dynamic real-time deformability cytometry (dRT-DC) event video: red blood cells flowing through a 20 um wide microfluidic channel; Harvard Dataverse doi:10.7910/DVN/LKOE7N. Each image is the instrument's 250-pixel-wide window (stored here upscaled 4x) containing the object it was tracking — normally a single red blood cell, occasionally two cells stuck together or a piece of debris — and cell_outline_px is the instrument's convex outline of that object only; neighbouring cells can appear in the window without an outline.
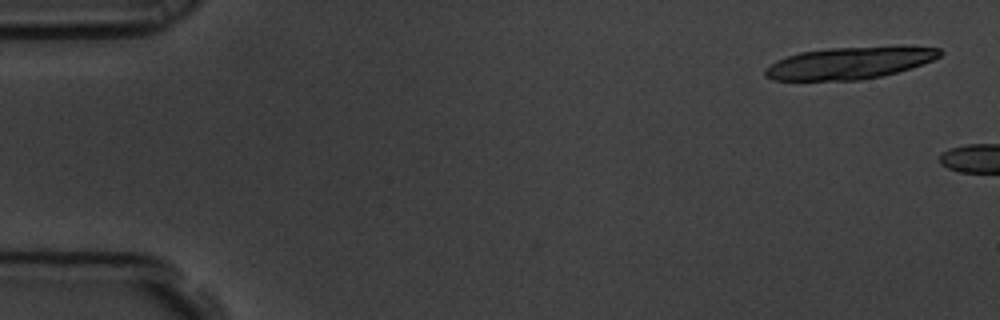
{"species": "common noctule bat (a hibernating species)", "species_latin": "Nyctalus noctula", "temperature_condition": "room temperature", "stored_images_in_passage": 3, "camera_frame_rate_fps": 3000, "um_per_image_px": 0.085, "animal": {"sex": "male", "body_mass_g": 19.5, "forearm_length_mm": 54.6}, "frame": {"image": 1, "passage_image": 1, "time_ms": 0.0, "image_size_px": [1000, 320], "cell_outline_px": [[944, 52], [940, 56], [932, 60], [896, 72], [880, 76], [860, 80], [772, 80], [764, 76], [764, 68], [776, 60], [800, 52], [828, 48], [940, 48]], "centroid_in_image_um": [72.07, 5.38], "position_along_channel_um": 12.9, "area_um2": 31.62}}